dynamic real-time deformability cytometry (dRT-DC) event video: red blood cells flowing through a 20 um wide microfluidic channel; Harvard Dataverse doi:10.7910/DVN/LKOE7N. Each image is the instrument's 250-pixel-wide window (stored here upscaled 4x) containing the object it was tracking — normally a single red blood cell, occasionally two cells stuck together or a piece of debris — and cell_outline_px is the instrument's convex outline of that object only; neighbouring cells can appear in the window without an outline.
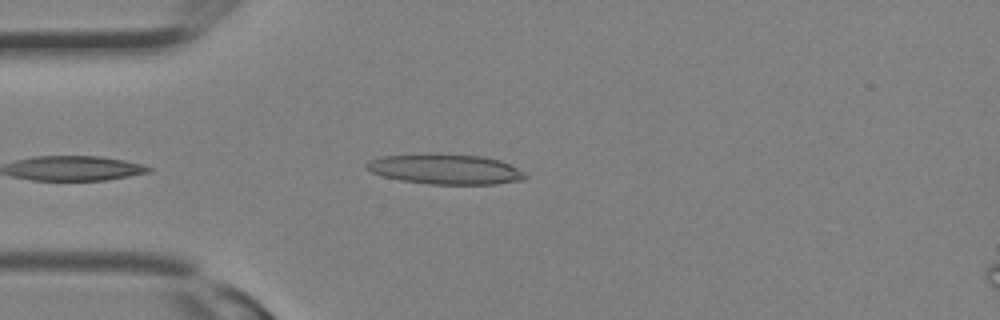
{"species": "Egyptian fruit bat (a non-hibernating species)", "species_latin": "Rousettus aegyptiacus", "temperature_condition": "room temperature", "stored_images_in_passage": 9, "camera_frame_rate_fps": 3000, "um_per_image_px": 0.085, "animal": {"sex": "female"}, "frame": {"image": 1, "passage_image": 9, "time_ms": 2.667, "image_size_px": [1000, 320], "cell_outline_px": [[528, 176], [524, 180], [496, 184], [428, 184], [400, 180], [384, 176], [372, 172], [364, 168], [364, 164], [372, 160], [384, 156], [424, 152], [440, 152], [484, 156], [500, 160], [524, 172]], "centroid_in_image_um": [37.85, 14.35], "position_along_channel_um": 47.1, "area_um2": 28.5}}